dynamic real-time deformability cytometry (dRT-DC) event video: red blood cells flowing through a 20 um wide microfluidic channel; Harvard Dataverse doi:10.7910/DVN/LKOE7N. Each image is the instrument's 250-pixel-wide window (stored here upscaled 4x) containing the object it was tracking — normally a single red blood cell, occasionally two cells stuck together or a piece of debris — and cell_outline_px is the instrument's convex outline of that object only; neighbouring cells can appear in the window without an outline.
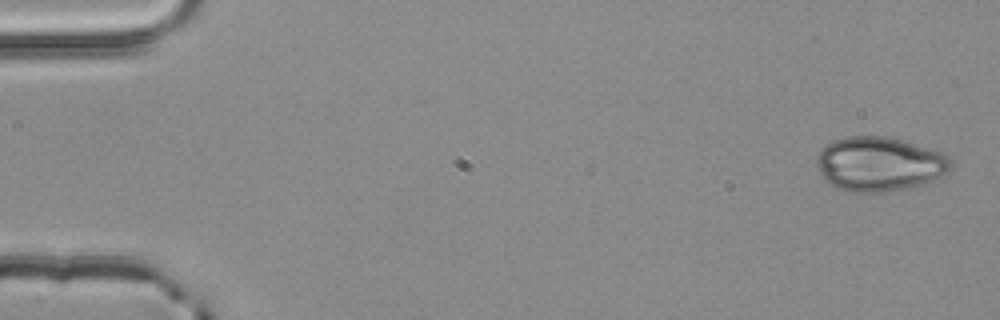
{"species": "common noctule bat (a hibernating species)", "species_latin": "Nyctalus noctula", "temperature_condition": "room temperature", "stored_images_in_passage": 4, "camera_frame_rate_fps": 3000, "um_per_image_px": 0.085, "animal": {"sex": "male", "body_mass_g": 20.4}, "frame": {"image": 1, "passage_image": 1, "time_ms": 0.0, "image_size_px": [1000, 320], "cell_outline_px": [[952, 168], [948, 172], [932, 180], [920, 184], [904, 188], [884, 192], [852, 192], [836, 188], [828, 184], [824, 180], [816, 164], [816, 156], [820, 148], [832, 140], [848, 136], [888, 136], [940, 152], [948, 156], [952, 160]], "centroid_in_image_um": [74.69, 13.93], "position_along_channel_um": 10.3, "area_um2": 42.6}}